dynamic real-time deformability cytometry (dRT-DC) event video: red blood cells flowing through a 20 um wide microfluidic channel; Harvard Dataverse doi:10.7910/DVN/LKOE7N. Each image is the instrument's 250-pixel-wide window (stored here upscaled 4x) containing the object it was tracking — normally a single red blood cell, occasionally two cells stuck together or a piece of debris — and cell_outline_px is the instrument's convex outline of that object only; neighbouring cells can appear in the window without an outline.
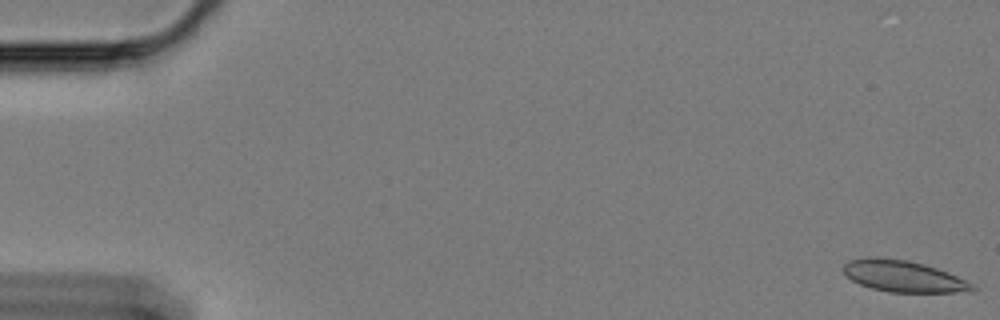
{"species": "Egyptian fruit bat (a non-hibernating species)", "species_latin": "Rousettus aegyptiacus", "temperature_condition": "cold", "stored_images_in_passage": 10, "camera_frame_rate_fps": 3000, "um_per_image_px": 0.085, "animal": {"sex": "female"}, "frame": {"image": 1, "passage_image": 1, "time_ms": 0.0, "image_size_px": [1000, 320], "cell_outline_px": [[976, 288], [972, 292], [888, 292], [872, 288], [860, 284], [852, 280], [844, 272], [844, 264], [848, 260], [908, 260], [924, 264], [948, 272], [972, 284]], "centroid_in_image_um": [76.86, 23.53], "position_along_channel_um": 8.1, "area_um2": 22.66}}